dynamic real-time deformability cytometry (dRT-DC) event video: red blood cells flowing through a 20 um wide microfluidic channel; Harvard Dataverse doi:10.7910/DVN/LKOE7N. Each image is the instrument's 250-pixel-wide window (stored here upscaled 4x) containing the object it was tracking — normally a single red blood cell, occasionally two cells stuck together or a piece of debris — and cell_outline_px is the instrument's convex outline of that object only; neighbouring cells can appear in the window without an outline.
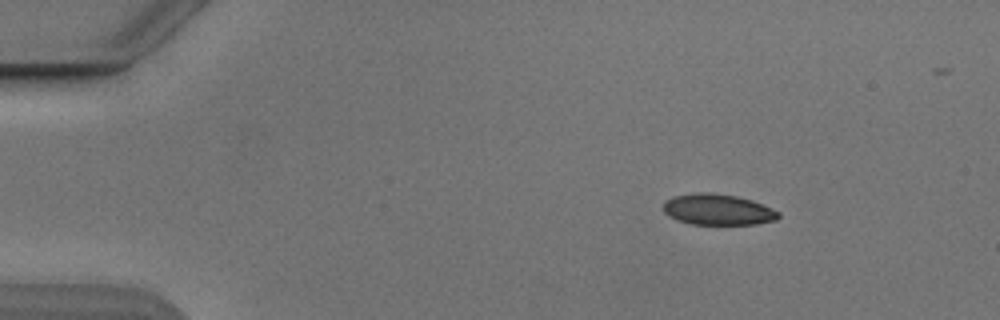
{"species": "Egyptian fruit bat (a non-hibernating species)", "species_latin": "Rousettus aegyptiacus", "temperature_condition": "cold", "stored_images_in_passage": 16, "camera_frame_rate_fps": 3000, "um_per_image_px": 0.085, "animal": {"sex": "male"}, "frame": {"image": 1, "passage_image": 7, "time_ms": 2.0, "image_size_px": [1000, 320], "cell_outline_px": [[780, 216], [776, 220], [756, 224], [692, 224], [676, 220], [668, 216], [664, 212], [664, 200], [672, 196], [696, 192], [708, 192], [736, 196], [752, 200], [772, 208], [780, 212]], "centroid_in_image_um": [61.0, 17.81], "position_along_channel_um": 24.0, "area_um2": 20.92}}
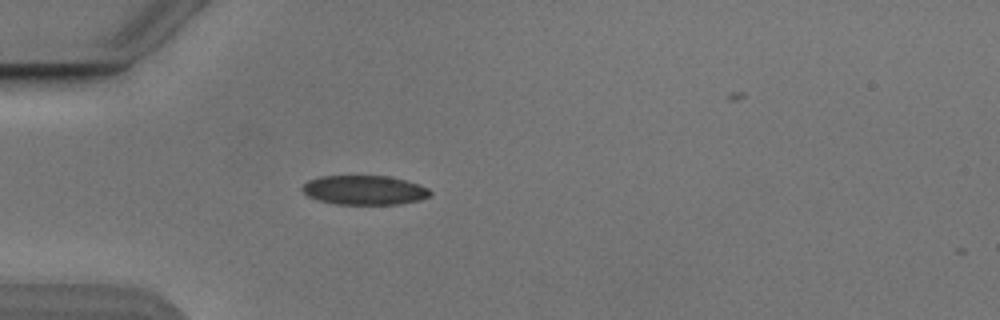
{"frame": {"image": 2, "passage_image": 15, "time_ms": 4.667, "image_size_px": [1000, 320], "cell_outline_px": [[432, 196], [420, 200], [400, 204], [336, 204], [320, 200], [308, 196], [300, 188], [308, 180], [320, 176], [388, 176], [420, 184], [428, 188], [432, 192]], "centroid_in_image_um": [31.01, 16.16], "position_along_channel_um": 54.0, "area_um2": 21.91}}